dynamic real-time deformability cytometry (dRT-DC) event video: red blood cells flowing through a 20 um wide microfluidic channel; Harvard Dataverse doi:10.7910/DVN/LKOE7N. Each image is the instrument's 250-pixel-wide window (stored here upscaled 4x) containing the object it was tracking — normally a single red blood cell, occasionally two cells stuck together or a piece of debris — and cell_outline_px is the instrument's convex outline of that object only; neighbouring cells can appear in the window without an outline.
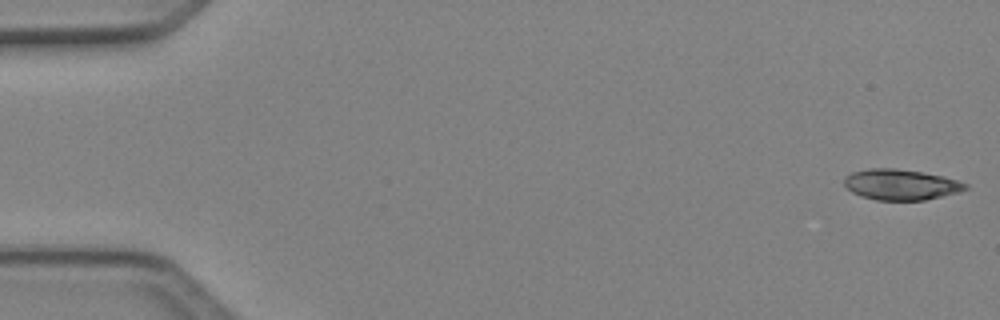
{"species": "Egyptian fruit bat (a non-hibernating species)", "species_latin": "Rousettus aegyptiacus", "temperature_condition": "cold", "stored_images_in_passage": 5, "camera_frame_rate_fps": 3000, "um_per_image_px": 0.085, "animal": {"sex": "female"}, "frame": {"image": 1, "passage_image": 1, "time_ms": 0.0, "image_size_px": [1000, 320], "cell_outline_px": [[968, 188], [956, 192], [924, 200], [876, 200], [860, 196], [852, 192], [844, 184], [844, 176], [852, 172], [872, 168], [896, 168], [944, 176], [968, 184]], "centroid_in_image_um": [76.53, 15.68], "position_along_channel_um": 8.5, "area_um2": 21.5}}
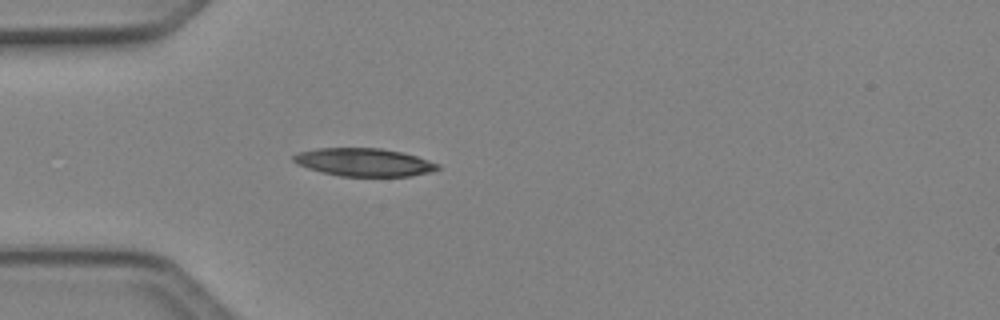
{"frame": {"image": 2, "passage_image": 5, "time_ms": 1.333, "image_size_px": [1000, 320], "cell_outline_px": [[440, 168], [432, 172], [412, 176], [340, 176], [308, 168], [296, 164], [292, 160], [292, 156], [296, 152], [316, 148], [380, 148], [400, 152], [416, 156], [440, 164]], "centroid_in_image_um": [30.92, 13.79], "position_along_channel_um": 54.1, "area_um2": 23.58}}